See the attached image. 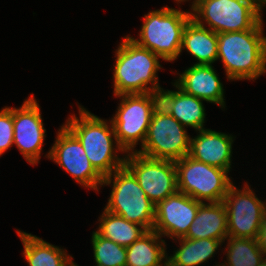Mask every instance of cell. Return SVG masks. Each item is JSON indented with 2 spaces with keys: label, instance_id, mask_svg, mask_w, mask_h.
I'll list each match as a JSON object with an SVG mask.
<instances>
[{
  "label": "cell",
  "instance_id": "6da1fadb",
  "mask_svg": "<svg viewBox=\"0 0 266 266\" xmlns=\"http://www.w3.org/2000/svg\"><path fill=\"white\" fill-rule=\"evenodd\" d=\"M218 56L228 80H256L266 73L263 19L251 30L217 34Z\"/></svg>",
  "mask_w": 266,
  "mask_h": 266
},
{
  "label": "cell",
  "instance_id": "7a4b0ae2",
  "mask_svg": "<svg viewBox=\"0 0 266 266\" xmlns=\"http://www.w3.org/2000/svg\"><path fill=\"white\" fill-rule=\"evenodd\" d=\"M78 107L79 118L72 115L64 126L79 140L91 165L104 178L125 165V158L116 153L126 152L117 141L111 121L110 125L84 107Z\"/></svg>",
  "mask_w": 266,
  "mask_h": 266
},
{
  "label": "cell",
  "instance_id": "3957f363",
  "mask_svg": "<svg viewBox=\"0 0 266 266\" xmlns=\"http://www.w3.org/2000/svg\"><path fill=\"white\" fill-rule=\"evenodd\" d=\"M115 56L113 72L115 96L146 94L150 89L160 86L156 74L161 68L159 55L137 45L128 35L119 44Z\"/></svg>",
  "mask_w": 266,
  "mask_h": 266
},
{
  "label": "cell",
  "instance_id": "277c9868",
  "mask_svg": "<svg viewBox=\"0 0 266 266\" xmlns=\"http://www.w3.org/2000/svg\"><path fill=\"white\" fill-rule=\"evenodd\" d=\"M191 11L163 7L144 15L139 39L130 37L137 45L159 55L164 61L172 62L181 53L182 35Z\"/></svg>",
  "mask_w": 266,
  "mask_h": 266
},
{
  "label": "cell",
  "instance_id": "5b68a950",
  "mask_svg": "<svg viewBox=\"0 0 266 266\" xmlns=\"http://www.w3.org/2000/svg\"><path fill=\"white\" fill-rule=\"evenodd\" d=\"M192 19L218 33L253 29L262 20L259 0H194Z\"/></svg>",
  "mask_w": 266,
  "mask_h": 266
},
{
  "label": "cell",
  "instance_id": "8992f818",
  "mask_svg": "<svg viewBox=\"0 0 266 266\" xmlns=\"http://www.w3.org/2000/svg\"><path fill=\"white\" fill-rule=\"evenodd\" d=\"M111 183L112 191L105 210L140 224L147 231L153 230L155 205L146 196L136 177L123 166L104 177L102 186Z\"/></svg>",
  "mask_w": 266,
  "mask_h": 266
},
{
  "label": "cell",
  "instance_id": "52a82bcc",
  "mask_svg": "<svg viewBox=\"0 0 266 266\" xmlns=\"http://www.w3.org/2000/svg\"><path fill=\"white\" fill-rule=\"evenodd\" d=\"M174 163L178 191L197 201L222 202L233 184L227 170L210 166L188 155Z\"/></svg>",
  "mask_w": 266,
  "mask_h": 266
},
{
  "label": "cell",
  "instance_id": "ba28073f",
  "mask_svg": "<svg viewBox=\"0 0 266 266\" xmlns=\"http://www.w3.org/2000/svg\"><path fill=\"white\" fill-rule=\"evenodd\" d=\"M124 156V166L136 177L155 206L178 191L174 161L147 157L136 151Z\"/></svg>",
  "mask_w": 266,
  "mask_h": 266
},
{
  "label": "cell",
  "instance_id": "9c48e42d",
  "mask_svg": "<svg viewBox=\"0 0 266 266\" xmlns=\"http://www.w3.org/2000/svg\"><path fill=\"white\" fill-rule=\"evenodd\" d=\"M187 129L169 115H152L141 149L136 152L155 159L176 161L189 154Z\"/></svg>",
  "mask_w": 266,
  "mask_h": 266
},
{
  "label": "cell",
  "instance_id": "30bf717a",
  "mask_svg": "<svg viewBox=\"0 0 266 266\" xmlns=\"http://www.w3.org/2000/svg\"><path fill=\"white\" fill-rule=\"evenodd\" d=\"M116 114L111 118L115 136L126 153L144 143L150 125L152 110L147 94H122Z\"/></svg>",
  "mask_w": 266,
  "mask_h": 266
},
{
  "label": "cell",
  "instance_id": "8fae6325",
  "mask_svg": "<svg viewBox=\"0 0 266 266\" xmlns=\"http://www.w3.org/2000/svg\"><path fill=\"white\" fill-rule=\"evenodd\" d=\"M242 190L233 184L224 197L228 236L256 239L266 202L259 200L247 183Z\"/></svg>",
  "mask_w": 266,
  "mask_h": 266
},
{
  "label": "cell",
  "instance_id": "7c38bea8",
  "mask_svg": "<svg viewBox=\"0 0 266 266\" xmlns=\"http://www.w3.org/2000/svg\"><path fill=\"white\" fill-rule=\"evenodd\" d=\"M54 145L46 155L81 186L99 191L103 177L94 169L79 140L64 126H60Z\"/></svg>",
  "mask_w": 266,
  "mask_h": 266
},
{
  "label": "cell",
  "instance_id": "4fadbf2b",
  "mask_svg": "<svg viewBox=\"0 0 266 266\" xmlns=\"http://www.w3.org/2000/svg\"><path fill=\"white\" fill-rule=\"evenodd\" d=\"M40 112L39 104L33 94L20 108H13V144L31 165L39 163L46 136Z\"/></svg>",
  "mask_w": 266,
  "mask_h": 266
},
{
  "label": "cell",
  "instance_id": "5bb4252c",
  "mask_svg": "<svg viewBox=\"0 0 266 266\" xmlns=\"http://www.w3.org/2000/svg\"><path fill=\"white\" fill-rule=\"evenodd\" d=\"M202 203L177 191L155 206L153 230L173 240L184 238Z\"/></svg>",
  "mask_w": 266,
  "mask_h": 266
},
{
  "label": "cell",
  "instance_id": "9a60e30c",
  "mask_svg": "<svg viewBox=\"0 0 266 266\" xmlns=\"http://www.w3.org/2000/svg\"><path fill=\"white\" fill-rule=\"evenodd\" d=\"M195 138H190L188 156L210 166L230 172L233 135L211 129L199 130Z\"/></svg>",
  "mask_w": 266,
  "mask_h": 266
},
{
  "label": "cell",
  "instance_id": "2e32d148",
  "mask_svg": "<svg viewBox=\"0 0 266 266\" xmlns=\"http://www.w3.org/2000/svg\"><path fill=\"white\" fill-rule=\"evenodd\" d=\"M212 65H192L175 83L186 94L225 108L223 84Z\"/></svg>",
  "mask_w": 266,
  "mask_h": 266
},
{
  "label": "cell",
  "instance_id": "e0dca14e",
  "mask_svg": "<svg viewBox=\"0 0 266 266\" xmlns=\"http://www.w3.org/2000/svg\"><path fill=\"white\" fill-rule=\"evenodd\" d=\"M227 237V212L222 201L202 203L184 238H211L220 240L224 243Z\"/></svg>",
  "mask_w": 266,
  "mask_h": 266
},
{
  "label": "cell",
  "instance_id": "ac0fdd59",
  "mask_svg": "<svg viewBox=\"0 0 266 266\" xmlns=\"http://www.w3.org/2000/svg\"><path fill=\"white\" fill-rule=\"evenodd\" d=\"M217 47V33L191 18L183 31L181 52L185 48L195 57L198 61L195 65H212L217 61Z\"/></svg>",
  "mask_w": 266,
  "mask_h": 266
},
{
  "label": "cell",
  "instance_id": "d6986e66",
  "mask_svg": "<svg viewBox=\"0 0 266 266\" xmlns=\"http://www.w3.org/2000/svg\"><path fill=\"white\" fill-rule=\"evenodd\" d=\"M24 251L23 255L29 266H75L72 260L63 249L54 246L31 233L17 230Z\"/></svg>",
  "mask_w": 266,
  "mask_h": 266
},
{
  "label": "cell",
  "instance_id": "ffe728a7",
  "mask_svg": "<svg viewBox=\"0 0 266 266\" xmlns=\"http://www.w3.org/2000/svg\"><path fill=\"white\" fill-rule=\"evenodd\" d=\"M160 238L159 233L150 230L126 247V266H167L166 244Z\"/></svg>",
  "mask_w": 266,
  "mask_h": 266
},
{
  "label": "cell",
  "instance_id": "44dd1931",
  "mask_svg": "<svg viewBox=\"0 0 266 266\" xmlns=\"http://www.w3.org/2000/svg\"><path fill=\"white\" fill-rule=\"evenodd\" d=\"M180 248L167 257V266H199L216 254L222 241L216 239H178Z\"/></svg>",
  "mask_w": 266,
  "mask_h": 266
},
{
  "label": "cell",
  "instance_id": "7402d4cb",
  "mask_svg": "<svg viewBox=\"0 0 266 266\" xmlns=\"http://www.w3.org/2000/svg\"><path fill=\"white\" fill-rule=\"evenodd\" d=\"M100 217L99 227L95 232L124 247H128L147 232L140 224L127 221L122 216L105 209Z\"/></svg>",
  "mask_w": 266,
  "mask_h": 266
},
{
  "label": "cell",
  "instance_id": "603a6c76",
  "mask_svg": "<svg viewBox=\"0 0 266 266\" xmlns=\"http://www.w3.org/2000/svg\"><path fill=\"white\" fill-rule=\"evenodd\" d=\"M177 91L174 95L171 116L184 127H192L196 131L205 129V108L202 99L186 94L174 82Z\"/></svg>",
  "mask_w": 266,
  "mask_h": 266
},
{
  "label": "cell",
  "instance_id": "cb8c5ba5",
  "mask_svg": "<svg viewBox=\"0 0 266 266\" xmlns=\"http://www.w3.org/2000/svg\"><path fill=\"white\" fill-rule=\"evenodd\" d=\"M227 239V261L216 266H261L266 259L256 239L233 236H228Z\"/></svg>",
  "mask_w": 266,
  "mask_h": 266
},
{
  "label": "cell",
  "instance_id": "d4e9b609",
  "mask_svg": "<svg viewBox=\"0 0 266 266\" xmlns=\"http://www.w3.org/2000/svg\"><path fill=\"white\" fill-rule=\"evenodd\" d=\"M96 266H126V247L92 233Z\"/></svg>",
  "mask_w": 266,
  "mask_h": 266
},
{
  "label": "cell",
  "instance_id": "484cf974",
  "mask_svg": "<svg viewBox=\"0 0 266 266\" xmlns=\"http://www.w3.org/2000/svg\"><path fill=\"white\" fill-rule=\"evenodd\" d=\"M175 92L166 91L160 86L150 89L146 94L150 101L152 115L171 114Z\"/></svg>",
  "mask_w": 266,
  "mask_h": 266
},
{
  "label": "cell",
  "instance_id": "4316f807",
  "mask_svg": "<svg viewBox=\"0 0 266 266\" xmlns=\"http://www.w3.org/2000/svg\"><path fill=\"white\" fill-rule=\"evenodd\" d=\"M13 107H4L0 111V156L13 145Z\"/></svg>",
  "mask_w": 266,
  "mask_h": 266
},
{
  "label": "cell",
  "instance_id": "83f0119b",
  "mask_svg": "<svg viewBox=\"0 0 266 266\" xmlns=\"http://www.w3.org/2000/svg\"><path fill=\"white\" fill-rule=\"evenodd\" d=\"M256 242L260 250L266 256V209L263 212V217L260 223V230L256 236Z\"/></svg>",
  "mask_w": 266,
  "mask_h": 266
},
{
  "label": "cell",
  "instance_id": "f1b7e54d",
  "mask_svg": "<svg viewBox=\"0 0 266 266\" xmlns=\"http://www.w3.org/2000/svg\"><path fill=\"white\" fill-rule=\"evenodd\" d=\"M260 6L263 9V6L265 7L266 0H259Z\"/></svg>",
  "mask_w": 266,
  "mask_h": 266
},
{
  "label": "cell",
  "instance_id": "f546056e",
  "mask_svg": "<svg viewBox=\"0 0 266 266\" xmlns=\"http://www.w3.org/2000/svg\"><path fill=\"white\" fill-rule=\"evenodd\" d=\"M175 1H177V3H181V2H185L187 0H175Z\"/></svg>",
  "mask_w": 266,
  "mask_h": 266
},
{
  "label": "cell",
  "instance_id": "4dcf8cb0",
  "mask_svg": "<svg viewBox=\"0 0 266 266\" xmlns=\"http://www.w3.org/2000/svg\"><path fill=\"white\" fill-rule=\"evenodd\" d=\"M261 266H266V259L263 261V263L261 264Z\"/></svg>",
  "mask_w": 266,
  "mask_h": 266
}]
</instances>
